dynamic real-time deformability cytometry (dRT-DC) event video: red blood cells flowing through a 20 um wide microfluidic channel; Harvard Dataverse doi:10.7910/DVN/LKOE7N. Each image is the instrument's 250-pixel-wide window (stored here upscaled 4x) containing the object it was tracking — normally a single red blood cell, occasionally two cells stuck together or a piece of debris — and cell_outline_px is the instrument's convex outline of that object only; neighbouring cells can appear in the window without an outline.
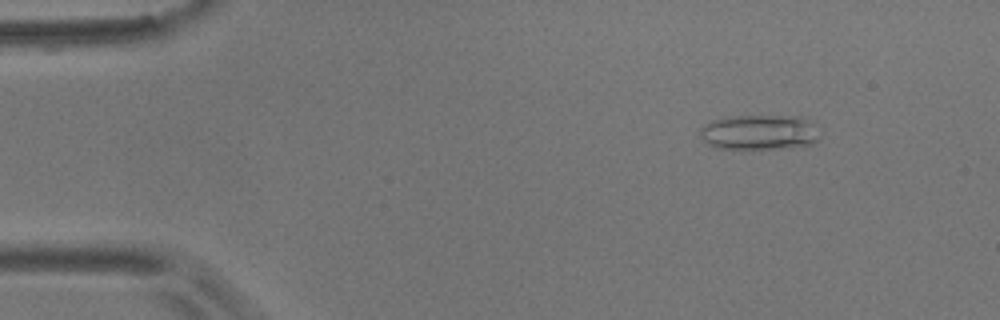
{"species": "common noctule bat (a hibernating species)", "species_latin": "Nyctalus noctula", "temperature_condition": "room temperature", "stored_images_in_passage": 3, "camera_frame_rate_fps": 3000, "um_per_image_px": 0.085, "animal": {"sex": "male", "body_mass_g": 17.9}, "frame": {"image": 1, "passage_image": 3, "time_ms": 0.667, "image_size_px": [1000, 320], "cell_outline_px": [[820, 136], [812, 144], [780, 148], [716, 148], [704, 144], [700, 136], [700, 128], [704, 124], [712, 120], [724, 116], [804, 116], [808, 120]], "centroid_in_image_um": [64.46, 11.23], "position_along_channel_um": 20.5, "area_um2": 24.51}}